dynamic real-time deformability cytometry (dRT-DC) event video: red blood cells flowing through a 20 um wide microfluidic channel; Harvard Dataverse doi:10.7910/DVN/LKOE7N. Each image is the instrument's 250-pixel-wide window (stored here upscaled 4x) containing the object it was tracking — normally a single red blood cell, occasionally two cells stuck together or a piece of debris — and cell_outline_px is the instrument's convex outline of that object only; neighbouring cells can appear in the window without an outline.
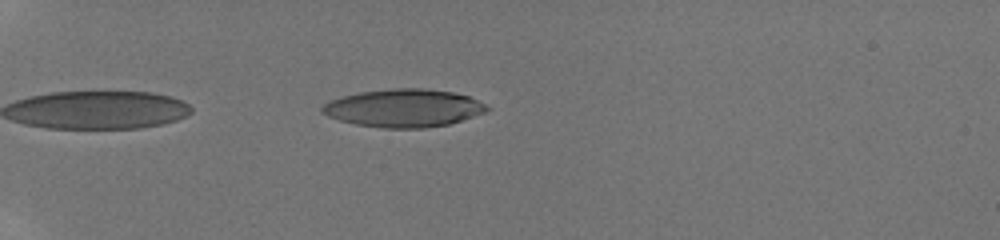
{"species": "human", "species_latin": "Homo sapiens", "temperature_condition": "room temperature", "stored_images_in_passage": 13, "camera_frame_rate_fps": 3000, "um_per_image_px": 0.085, "donor": {"sex": "male"}, "frame": {"image": 1, "passage_image": 2, "time_ms": 0.333, "image_size_px": [1000, 240], "cell_outline_px": [[492, 108], [484, 112], [448, 124], [424, 128], [384, 128], [356, 124], [340, 120], [328, 116], [320, 112], [320, 108], [324, 104], [340, 96], [360, 92], [392, 88], [424, 88], [452, 92], [468, 96]], "centroid_in_image_um": [34.28, 9.18], "position_along_channel_um": 50.7, "area_um2": 36.18}}
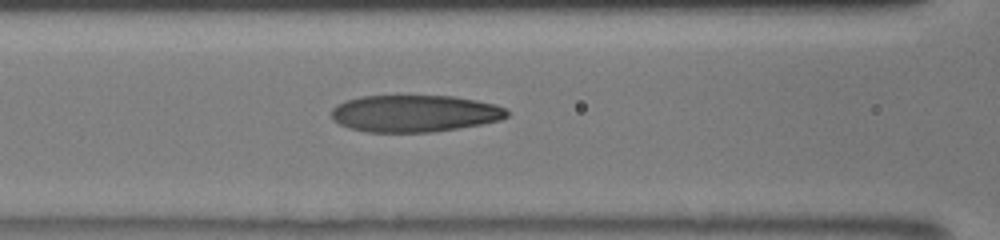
{"frame": {"image": 2, "passage_image": 8, "time_ms": 3.333, "image_size_px": [1000, 240], "cell_outline_px": [[508, 116], [500, 120], [480, 124], [432, 132], [368, 132], [348, 128], [332, 120], [332, 108], [336, 104], [344, 100], [360, 96], [452, 96], [476, 100], [496, 104], [504, 108], [508, 112]], "centroid_in_image_um": [35.2, 9.64], "position_along_channel_um": 131.4, "area_um2": 37.86}}
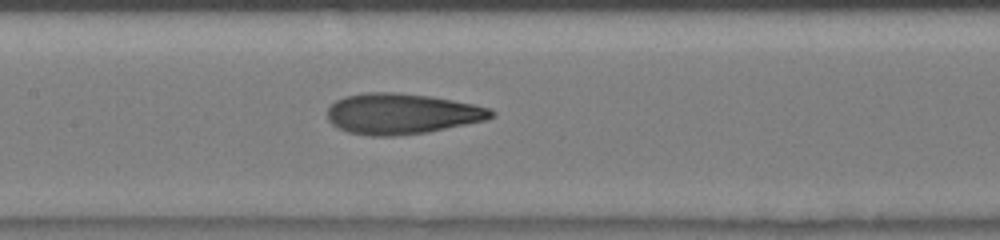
{"frame": {"image": 3, "passage_image": 11, "time_ms": 4.333, "image_size_px": [1000, 240], "cell_outline_px": [[496, 112], [492, 116], [484, 120], [428, 132], [396, 136], [368, 136], [348, 132], [336, 128], [328, 120], [328, 108], [336, 100], [344, 96], [364, 92], [396, 92], [432, 96], [472, 104], [488, 108]], "centroid_in_image_um": [34.09, 9.67], "position_along_channel_um": 173.3, "area_um2": 38.9}}